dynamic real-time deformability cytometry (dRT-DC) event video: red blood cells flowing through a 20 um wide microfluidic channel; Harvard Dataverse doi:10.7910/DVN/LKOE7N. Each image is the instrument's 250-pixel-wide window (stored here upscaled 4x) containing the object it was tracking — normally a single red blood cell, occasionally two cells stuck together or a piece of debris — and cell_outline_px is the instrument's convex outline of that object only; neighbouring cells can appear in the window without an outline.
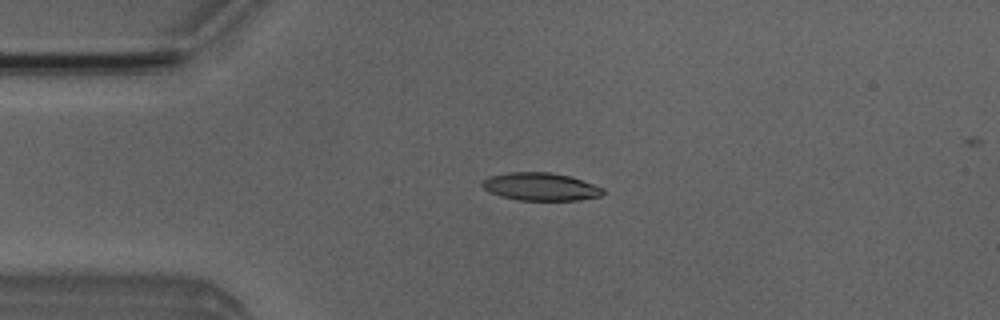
{"species": "Egyptian fruit bat (a non-hibernating species)", "species_latin": "Rousettus aegyptiacus", "temperature_condition": "room temperature", "stored_images_in_passage": 4, "camera_frame_rate_fps": 3000, "um_per_image_px": 0.085, "animal": {"sex": "male"}, "frame": {"image": 1, "passage_image": 3, "time_ms": 2.333, "image_size_px": [1000, 320], "cell_outline_px": [[604, 192], [600, 196], [576, 200], [516, 200], [500, 196], [484, 188], [480, 184], [488, 176], [508, 172], [548, 172], [568, 176], [604, 188]], "centroid_in_image_um": [45.91, 15.87], "position_along_channel_um": 39.1, "area_um2": 19.36}}